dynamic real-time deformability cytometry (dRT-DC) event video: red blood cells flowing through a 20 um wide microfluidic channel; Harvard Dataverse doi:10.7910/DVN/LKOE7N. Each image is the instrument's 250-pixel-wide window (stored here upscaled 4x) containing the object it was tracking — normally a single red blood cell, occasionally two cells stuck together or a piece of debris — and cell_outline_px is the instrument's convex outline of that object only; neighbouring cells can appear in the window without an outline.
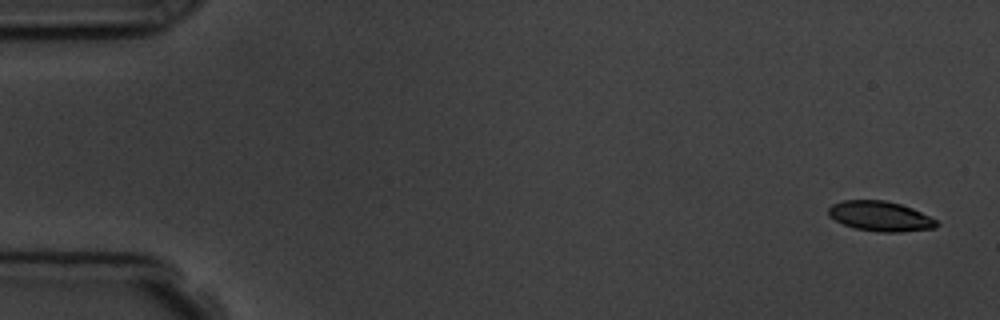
{"species": "common noctule bat (a hibernating species)", "species_latin": "Nyctalus noctula", "temperature_condition": "room temperature", "stored_images_in_passage": 5, "camera_frame_rate_fps": 3000, "um_per_image_px": 0.085, "animal": {"sex": "male", "body_mass_g": 19.5, "forearm_length_mm": 54.6}, "frame": {"image": 1, "passage_image": 1, "time_ms": 0.0, "image_size_px": [1000, 320], "cell_outline_px": [[940, 224], [936, 228], [900, 232], [880, 232], [856, 228], [844, 224], [828, 216], [828, 208], [832, 204], [844, 200], [884, 200], [900, 204], [912, 208], [936, 220]], "centroid_in_image_um": [74.83, 18.38], "position_along_channel_um": 10.2, "area_um2": 18.79}}
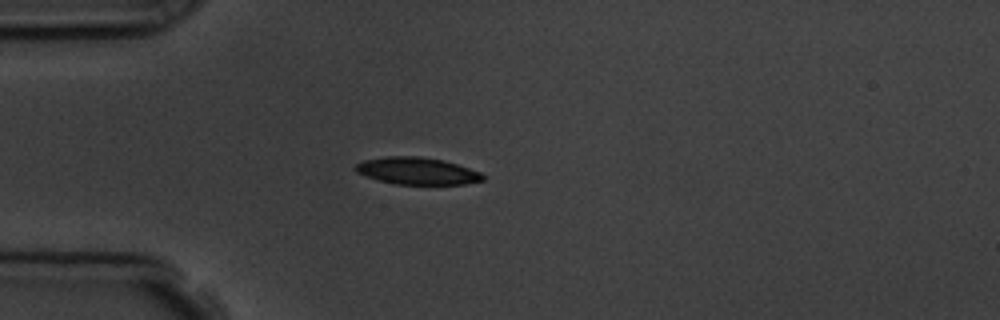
{"frame": {"image": 2, "passage_image": 4, "time_ms": 4.333, "image_size_px": [1000, 320], "cell_outline_px": [[484, 180], [464, 184], [396, 184], [380, 180], [356, 172], [352, 168], [356, 164], [364, 160], [384, 156], [420, 156], [444, 160], [480, 172], [484, 176]], "centroid_in_image_um": [35.43, 14.52], "position_along_channel_um": 49.6, "area_um2": 20.0}}